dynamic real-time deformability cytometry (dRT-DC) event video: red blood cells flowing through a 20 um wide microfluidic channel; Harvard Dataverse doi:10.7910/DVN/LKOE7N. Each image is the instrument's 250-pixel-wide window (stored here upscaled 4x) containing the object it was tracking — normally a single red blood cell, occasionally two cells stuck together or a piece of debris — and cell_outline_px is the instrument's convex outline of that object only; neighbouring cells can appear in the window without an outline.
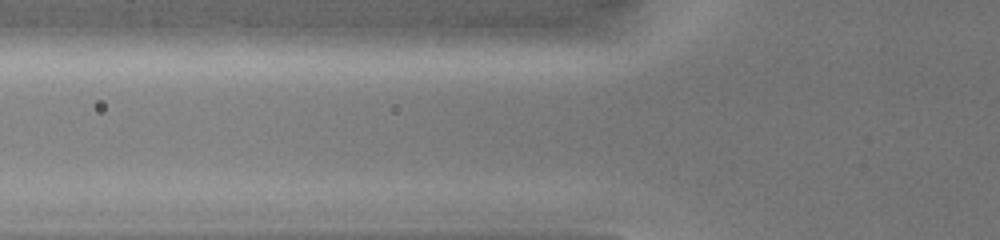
{"species": "common noctule bat (a hibernating species)", "species_latin": "Nyctalus noctula", "temperature_condition": "warm", "stored_images_in_passage": 3, "camera_frame_rate_fps": 3000, "um_per_image_px": 0.085, "animal": {"sex": "female", "body_mass_g": 19.0, "forearm_length_mm": 51.5}, "frame": {"image": 1, "passage_image": 2, "time_ms": 0.667, "image_size_px": [1000, 240], "cell_outline_px": [[636, 40], [548, 48], [460, 52], [396, 52], [396, 44], [404, 32], [472, 24], [568, 24], [636, 32]], "centroid_in_image_um": [43.07, 3.2], "position_along_channel_um": 82.7, "area_um2": 37.45}}